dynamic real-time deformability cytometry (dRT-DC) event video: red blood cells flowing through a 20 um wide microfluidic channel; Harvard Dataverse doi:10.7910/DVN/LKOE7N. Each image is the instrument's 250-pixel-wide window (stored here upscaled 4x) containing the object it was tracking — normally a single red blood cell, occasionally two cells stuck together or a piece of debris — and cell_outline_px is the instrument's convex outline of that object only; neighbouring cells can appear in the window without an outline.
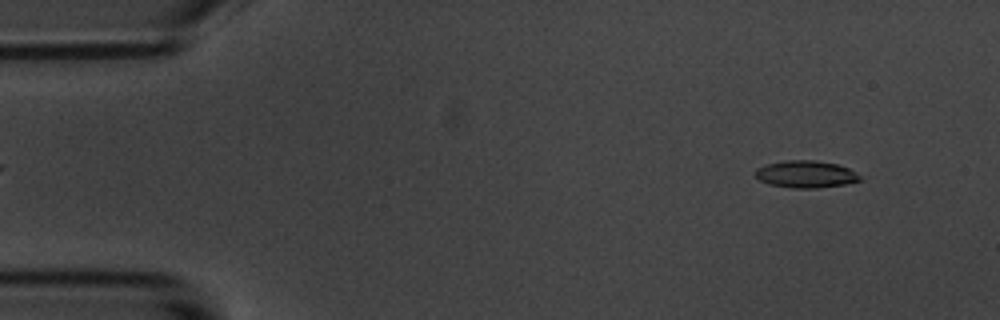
{"species": "common noctule bat (a hibernating species)", "species_latin": "Nyctalus noctula", "temperature_condition": "room temperature", "stored_images_in_passage": 57, "camera_frame_rate_fps": 3000, "um_per_image_px": 0.085, "animal": {"sex": "male", "body_mass_g": 20.1, "forearm_length_mm": 53.5}, "frame": {"image": 1, "passage_image": 6, "time_ms": 1.667, "image_size_px": [1000, 320], "cell_outline_px": [[860, 180], [844, 184], [816, 188], [792, 188], [768, 184], [760, 180], [756, 176], [756, 168], [764, 164], [784, 160], [816, 160], [840, 164], [856, 172], [860, 176]], "centroid_in_image_um": [68.47, 14.79], "position_along_channel_um": 16.5, "area_um2": 16.65}}
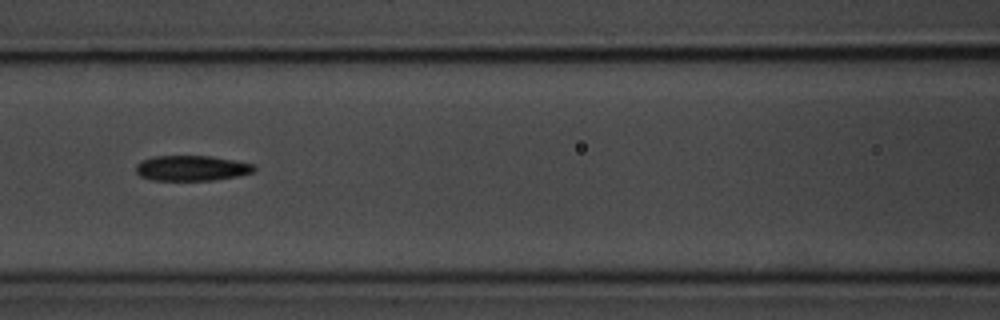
{"frame": {"image": 2, "passage_image": 25, "time_ms": 8.0, "image_size_px": [1000, 320], "cell_outline_px": [[256, 168], [252, 172], [236, 176], [212, 180], [152, 180], [140, 176], [136, 172], [136, 164], [140, 160], [152, 156], [212, 156], [236, 160], [256, 164]], "centroid_in_image_um": [16.28, 14.28], "position_along_channel_um": 150.3, "area_um2": 17.57}}
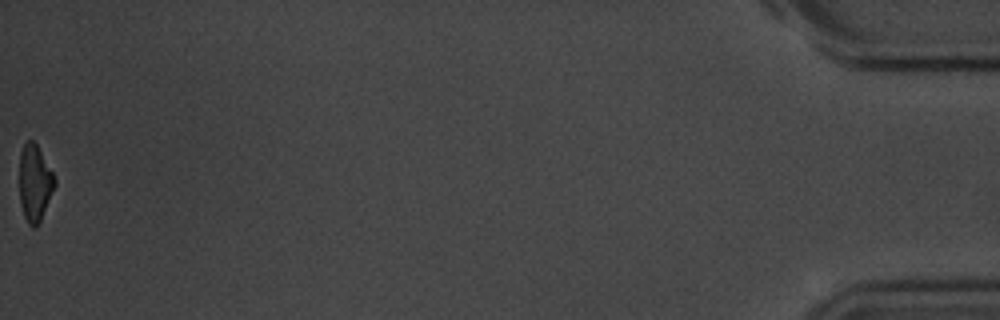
{"frame": {"image": 3, "passage_image": 57, "time_ms": 18.667, "image_size_px": [1000, 320], "cell_outline_px": [[56, 184], [40, 220], [36, 228], [32, 228], [28, 224], [24, 216], [20, 204], [20, 152], [24, 144], [28, 140], [32, 140], [36, 144], [52, 172], [56, 180]], "centroid_in_image_um": [2.94, 15.58], "position_along_channel_um": 432.3, "area_um2": 15.49}, "authors_computed_cell_mechanics": {"area_um2": 17.2244, "velocity_mm_per_s": 3.5957, "shape_relaxation_time_tau1_ms": 3.3885, "shape_relaxation_time_tau2_ms": 7.6758, "deformation_change_tau1": 0.1715, "deformation_change_tau2": 0.2028}}